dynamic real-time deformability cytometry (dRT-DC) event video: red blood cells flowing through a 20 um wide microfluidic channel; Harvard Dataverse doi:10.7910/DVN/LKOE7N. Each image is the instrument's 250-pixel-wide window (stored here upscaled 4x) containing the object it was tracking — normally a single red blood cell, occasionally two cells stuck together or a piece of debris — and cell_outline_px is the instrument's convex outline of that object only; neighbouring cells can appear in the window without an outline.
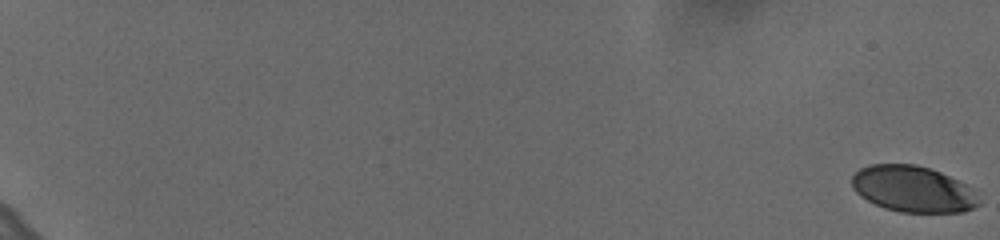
{"species": "human", "species_latin": "Homo sapiens", "temperature_condition": "cold", "stored_images_in_passage": 62, "camera_frame_rate_fps": 3000, "um_per_image_px": 0.085, "donor": {"sex": "female"}, "frame": {"image": 1, "passage_image": 1, "time_ms": 0.0, "image_size_px": [1000, 240], "cell_outline_px": [[980, 204], [964, 212], [900, 212], [884, 208], [860, 196], [852, 188], [852, 176], [860, 168], [868, 164], [916, 164], [940, 172], [968, 184], [972, 188], [980, 200]], "centroid_in_image_um": [77.61, 16.06], "position_along_channel_um": 7.4, "area_um2": 34.33}}
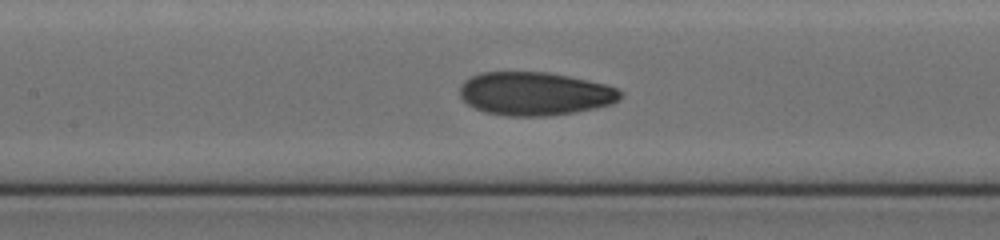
{"frame": {"image": 2, "passage_image": 34, "time_ms": 11.0, "image_size_px": [1000, 240], "cell_outline_px": [[620, 100], [612, 104], [596, 108], [576, 112], [552, 116], [508, 116], [484, 112], [468, 104], [460, 96], [460, 84], [464, 80], [480, 72], [548, 72], [568, 76], [604, 84], [616, 88], [620, 92]], "centroid_in_image_um": [45.44, 7.97], "position_along_channel_um": 162.0, "area_um2": 40.63}}
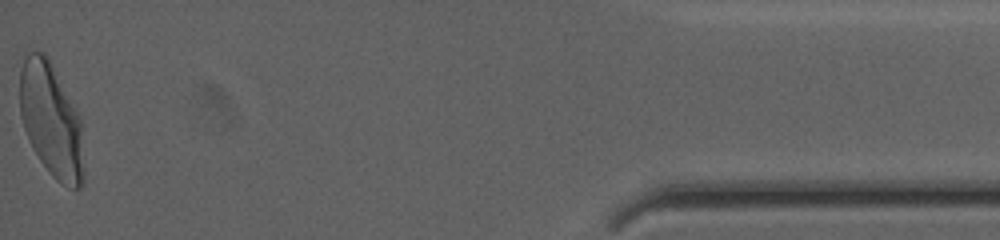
{"frame": {"image": 3, "passage_image": 62, "time_ms": 20.333, "image_size_px": [1000, 240], "cell_outline_px": [[84, 180], [80, 188], [68, 188], [60, 184], [52, 176], [40, 160], [32, 148], [28, 140], [20, 116], [20, 68], [24, 52], [44, 52], [48, 56], [76, 108], [80, 116], [84, 176]], "centroid_in_image_um": [4.34, 10.21], "position_along_channel_um": 430.9, "area_um2": 42.95}, "authors_computed_cell_mechanics": {"area_um2": 39.4485, "velocity_mm_per_s": 3.6226, "shape_relaxation_time_tau1_ms": 5.105, "shape_relaxation_time_tau2_ms": 1.2465, "deformation_change_tau1": 0.1768, "deformation_change_tau2": 0.0643}}